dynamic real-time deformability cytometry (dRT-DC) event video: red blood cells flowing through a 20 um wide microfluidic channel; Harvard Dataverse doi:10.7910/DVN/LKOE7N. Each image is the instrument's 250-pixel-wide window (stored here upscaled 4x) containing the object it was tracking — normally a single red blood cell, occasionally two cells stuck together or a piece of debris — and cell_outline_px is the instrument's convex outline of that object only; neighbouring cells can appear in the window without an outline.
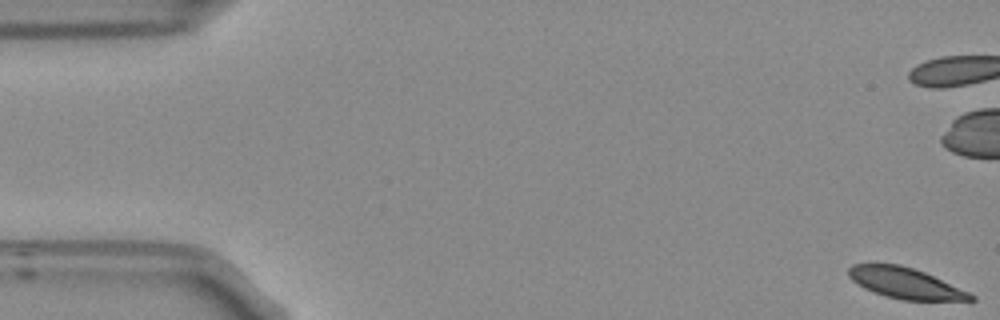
{"species": "Egyptian fruit bat (a non-hibernating species)", "species_latin": "Rousettus aegyptiacus", "temperature_condition": "room temperature", "stored_images_in_passage": 55, "camera_frame_rate_fps": 3000, "um_per_image_px": 0.085, "frame": {"image": 1, "passage_image": 1, "time_ms": 0.0, "image_size_px": [1000, 320], "cell_outline_px": [[976, 300], [904, 300], [884, 296], [864, 288], [852, 280], [848, 276], [848, 268], [852, 264], [900, 264], [924, 272], [968, 292], [976, 296]], "centroid_in_image_um": [76.91, 24.07], "position_along_channel_um": 8.1, "area_um2": 21.62}, "authors_computed_cell_mechanics": {"area_um2": 24.5072, "velocity_mm_per_s": 3.6922, "shape_relaxation_time_tau1_ms": 4.0096, "shape_relaxation_time_tau2_ms": null, "deformation_change_tau1": 0.0903, "deformation_change_tau2": null}}